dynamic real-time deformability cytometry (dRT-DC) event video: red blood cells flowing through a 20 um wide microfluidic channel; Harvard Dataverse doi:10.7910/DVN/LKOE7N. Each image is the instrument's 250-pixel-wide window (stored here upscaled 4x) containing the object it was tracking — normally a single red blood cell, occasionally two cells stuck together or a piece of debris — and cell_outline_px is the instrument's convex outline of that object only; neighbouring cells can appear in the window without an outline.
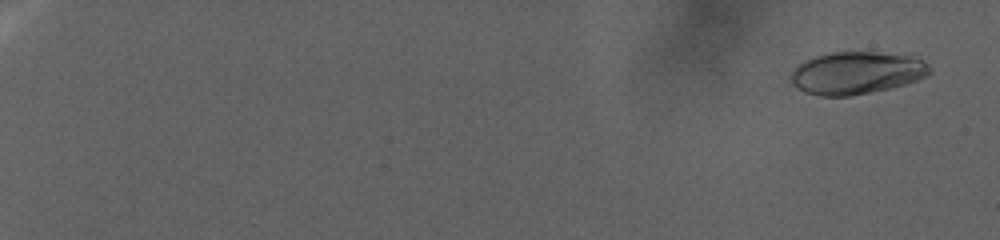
{"species": "human", "species_latin": "Homo sapiens", "temperature_condition": "warm", "stored_images_in_passage": 142, "camera_frame_rate_fps": 3000, "um_per_image_px": 0.085, "donor": {"sex": "female"}, "frame": {"image": 1, "passage_image": 8, "time_ms": 2.333, "image_size_px": [1000, 240], "cell_outline_px": [[932, 72], [928, 76], [892, 88], [848, 96], [820, 96], [804, 92], [796, 88], [788, 80], [788, 76], [792, 68], [804, 60], [816, 56], [832, 52], [912, 52], [928, 64], [932, 68]], "centroid_in_image_um": [72.84, 6.17], "position_along_channel_um": 12.2, "area_um2": 35.49}}
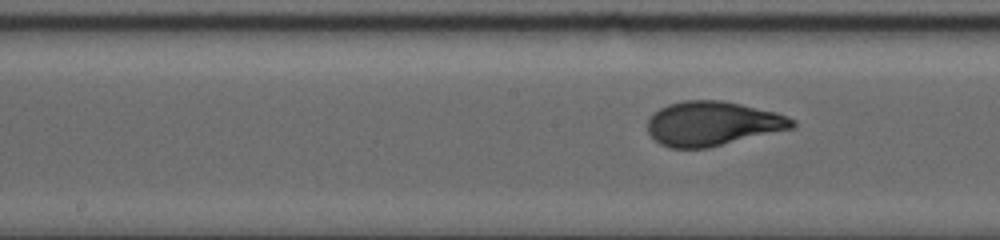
{"frame": {"image": 2, "passage_image": 83, "time_ms": 28.0, "image_size_px": [1000, 240], "cell_outline_px": [[796, 124], [792, 128], [708, 148], [668, 148], [660, 144], [648, 132], [648, 120], [660, 108], [668, 104], [684, 100], [720, 100], [740, 104], [776, 112], [788, 116], [796, 120]], "centroid_in_image_um": [60.57, 10.5], "position_along_channel_um": 187.6, "area_um2": 37.22}}
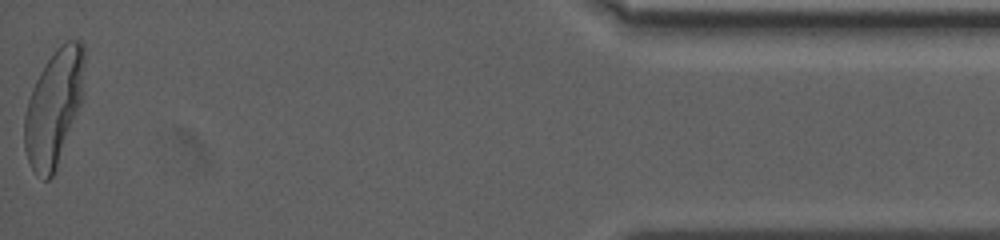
{"frame": {"image": 3, "passage_image": 142, "time_ms": 46.667, "image_size_px": [1000, 240], "cell_outline_px": [[84, 64], [80, 104], [56, 168], [52, 176], [48, 180], [44, 180], [36, 176], [28, 160], [24, 148], [24, 116], [28, 100], [32, 88], [44, 64], [56, 48], [60, 44], [68, 40], [80, 40], [84, 44]], "centroid_in_image_um": [4.55, 9.13], "position_along_channel_um": 430.7, "area_um2": 40.06}}